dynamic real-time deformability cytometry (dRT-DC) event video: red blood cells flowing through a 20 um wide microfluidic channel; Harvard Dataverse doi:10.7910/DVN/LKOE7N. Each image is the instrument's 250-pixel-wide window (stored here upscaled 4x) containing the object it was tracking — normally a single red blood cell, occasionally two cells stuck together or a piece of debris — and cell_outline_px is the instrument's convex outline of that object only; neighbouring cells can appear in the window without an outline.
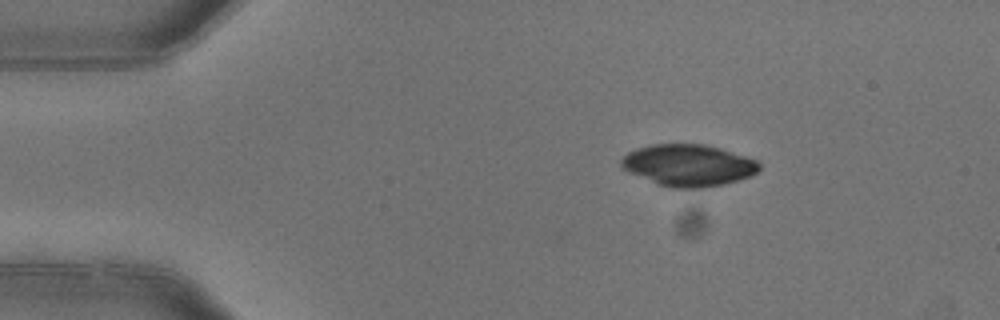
{"species": "common noctule bat (a hibernating species)", "species_latin": "Nyctalus noctula", "temperature_condition": "warm", "stored_images_in_passage": 4, "camera_frame_rate_fps": 3000, "um_per_image_px": 0.085, "animal": {"sex": "female"}, "frame": {"image": 1, "passage_image": 2, "time_ms": 0.333, "image_size_px": [1000, 320], "cell_outline_px": [[760, 168], [756, 172], [748, 176], [724, 184], [704, 188], [672, 188], [656, 184], [628, 172], [620, 168], [620, 160], [628, 152], [636, 148], [652, 144], [704, 144], [720, 148], [756, 160], [760, 164]], "centroid_in_image_um": [58.45, 14.05], "position_along_channel_um": 26.6, "area_um2": 33.58}}